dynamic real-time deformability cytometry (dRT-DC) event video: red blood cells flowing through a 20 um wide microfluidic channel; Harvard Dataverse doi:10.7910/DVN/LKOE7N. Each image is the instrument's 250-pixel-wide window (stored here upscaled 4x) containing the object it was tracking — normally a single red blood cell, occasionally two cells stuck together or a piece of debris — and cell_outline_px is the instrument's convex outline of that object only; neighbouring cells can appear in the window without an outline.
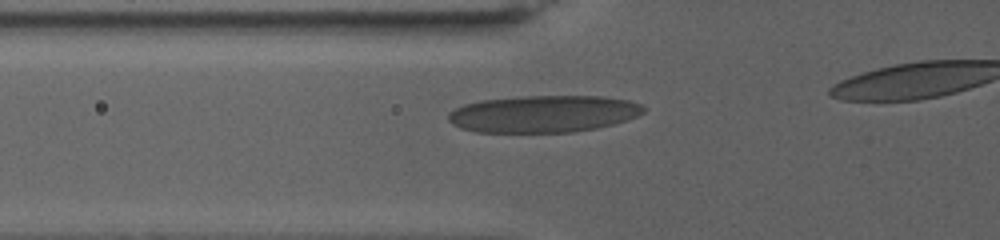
{"species": "human", "species_latin": "Homo sapiens", "temperature_condition": "warm", "stored_images_in_passage": 42, "camera_frame_rate_fps": 3000, "um_per_image_px": 0.085, "donor": {"sex": "female"}, "frame": {"image": 1, "passage_image": 2, "time_ms": 0.333, "image_size_px": [1000, 240], "cell_outline_px": [[644, 112], [636, 116], [612, 124], [596, 128], [572, 132], [476, 132], [460, 128], [452, 124], [448, 120], [448, 112], [464, 104], [480, 100], [520, 96], [600, 96], [628, 100], [640, 104], [644, 108]], "centroid_in_image_um": [46.14, 9.67], "position_along_channel_um": 79.7, "area_um2": 42.08}}
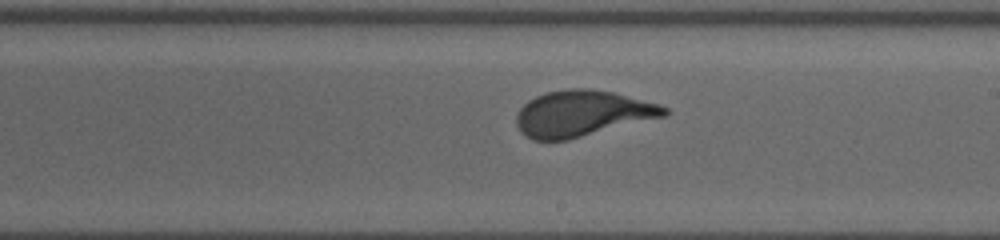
{"frame": {"image": 2, "passage_image": 20, "time_ms": 6.333, "image_size_px": [1000, 240], "cell_outline_px": [[668, 112], [664, 116], [568, 140], [532, 140], [520, 132], [516, 124], [516, 116], [520, 108], [528, 100], [536, 96], [548, 92], [568, 88], [592, 88], [612, 92], [660, 104], [668, 108]], "centroid_in_image_um": [49.46, 9.64], "position_along_channel_um": 239.5, "area_um2": 39.54}}
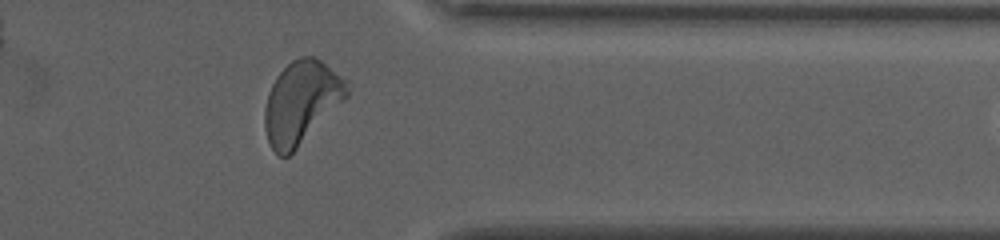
{"frame": {"image": 3, "passage_image": 37, "time_ms": 12.0, "image_size_px": [1000, 240], "cell_outline_px": [[348, 96], [288, 156], [276, 156], [268, 140], [264, 128], [264, 108], [268, 92], [276, 76], [292, 60], [300, 56], [312, 56], [320, 60], [348, 80]], "centroid_in_image_um": [25.59, 8.68], "position_along_channel_um": 385.8, "area_um2": 39.25}}